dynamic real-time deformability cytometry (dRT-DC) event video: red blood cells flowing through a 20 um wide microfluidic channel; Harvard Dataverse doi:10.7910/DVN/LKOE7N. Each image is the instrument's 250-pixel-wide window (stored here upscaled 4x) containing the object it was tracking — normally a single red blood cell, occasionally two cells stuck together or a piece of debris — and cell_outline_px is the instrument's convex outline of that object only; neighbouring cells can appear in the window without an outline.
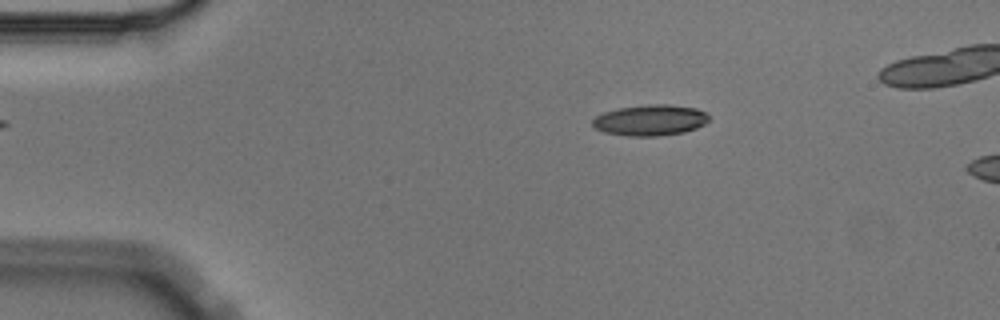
{"species": "Egyptian fruit bat (a non-hibernating species)", "species_latin": "Rousettus aegyptiacus", "temperature_condition": "cold", "stored_images_in_passage": 3, "camera_frame_rate_fps": 3000, "um_per_image_px": 0.085, "animal": {"sex": "male"}, "frame": {"image": 1, "passage_image": 2, "time_ms": 0.333, "image_size_px": [1000, 320], "cell_outline_px": [[712, 116], [704, 124], [696, 128], [684, 132], [660, 136], [628, 136], [604, 132], [596, 128], [592, 124], [592, 120], [596, 116], [604, 112], [620, 108], [648, 104], [668, 104], [696, 108], [708, 112]], "centroid_in_image_um": [55.32, 10.21], "position_along_channel_um": 29.7, "area_um2": 21.1}}